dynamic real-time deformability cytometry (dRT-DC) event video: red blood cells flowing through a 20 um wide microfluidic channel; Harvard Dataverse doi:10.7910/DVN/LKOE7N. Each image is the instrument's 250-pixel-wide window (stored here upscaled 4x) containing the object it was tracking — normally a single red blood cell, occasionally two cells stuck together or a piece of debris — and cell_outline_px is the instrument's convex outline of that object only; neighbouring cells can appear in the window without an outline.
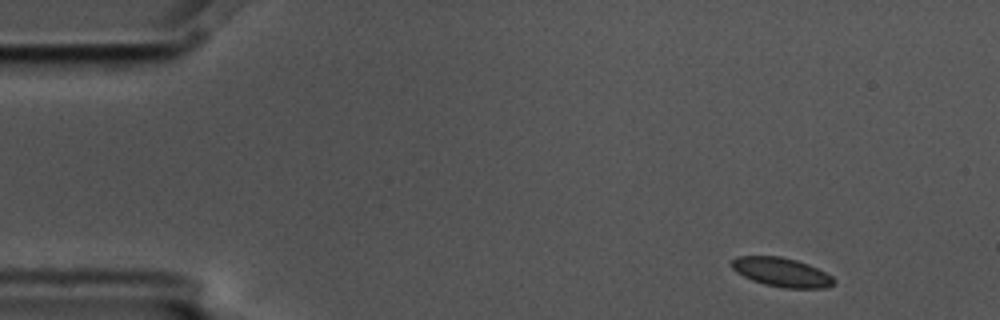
{"species": "common noctule bat (a hibernating species)", "species_latin": "Nyctalus noctula", "temperature_condition": "cold", "stored_images_in_passage": 5, "camera_frame_rate_fps": 3000, "um_per_image_px": 0.085, "animal": {"sex": "male", "body_mass_g": 17.5, "forearm_length_mm": 52.3}, "frame": {"image": 1, "passage_image": 1, "time_ms": 0.0, "image_size_px": [1000, 320], "cell_outline_px": [[836, 280], [832, 284], [824, 288], [784, 288], [764, 284], [752, 280], [736, 272], [732, 268], [732, 260], [736, 256], [780, 256], [796, 260], [808, 264], [832, 276]], "centroid_in_image_um": [66.42, 23.13], "position_along_channel_um": 18.6, "area_um2": 17.17}}
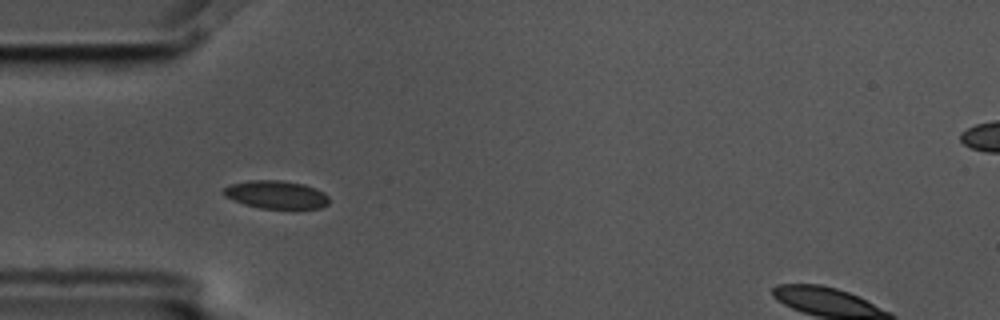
{"frame": {"image": 2, "passage_image": 4, "time_ms": 1.0, "image_size_px": [1000, 320], "cell_outline_px": [[328, 204], [320, 208], [260, 208], [244, 204], [232, 200], [224, 196], [220, 192], [228, 184], [248, 180], [280, 180], [304, 184], [324, 192], [328, 196]], "centroid_in_image_um": [23.41, 16.53], "position_along_channel_um": 61.6, "area_um2": 17.34}}